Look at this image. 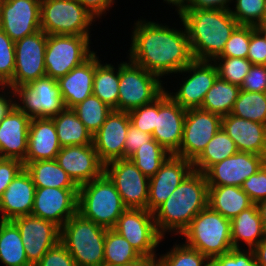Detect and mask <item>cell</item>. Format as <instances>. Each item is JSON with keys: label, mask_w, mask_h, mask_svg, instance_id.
Wrapping results in <instances>:
<instances>
[{"label": "cell", "mask_w": 266, "mask_h": 266, "mask_svg": "<svg viewBox=\"0 0 266 266\" xmlns=\"http://www.w3.org/2000/svg\"><path fill=\"white\" fill-rule=\"evenodd\" d=\"M180 20L184 29L138 17L126 58L160 78L184 69L194 57L186 27Z\"/></svg>", "instance_id": "1"}, {"label": "cell", "mask_w": 266, "mask_h": 266, "mask_svg": "<svg viewBox=\"0 0 266 266\" xmlns=\"http://www.w3.org/2000/svg\"><path fill=\"white\" fill-rule=\"evenodd\" d=\"M208 190L204 173L193 170L153 212L158 232L164 238L170 233L181 235L193 218L208 206Z\"/></svg>", "instance_id": "2"}, {"label": "cell", "mask_w": 266, "mask_h": 266, "mask_svg": "<svg viewBox=\"0 0 266 266\" xmlns=\"http://www.w3.org/2000/svg\"><path fill=\"white\" fill-rule=\"evenodd\" d=\"M195 60L214 61L239 26L230 10L187 9L180 17Z\"/></svg>", "instance_id": "3"}, {"label": "cell", "mask_w": 266, "mask_h": 266, "mask_svg": "<svg viewBox=\"0 0 266 266\" xmlns=\"http://www.w3.org/2000/svg\"><path fill=\"white\" fill-rule=\"evenodd\" d=\"M126 209L115 185L105 173L78 188V213L104 228H114Z\"/></svg>", "instance_id": "4"}, {"label": "cell", "mask_w": 266, "mask_h": 266, "mask_svg": "<svg viewBox=\"0 0 266 266\" xmlns=\"http://www.w3.org/2000/svg\"><path fill=\"white\" fill-rule=\"evenodd\" d=\"M106 231L77 213L61 227L60 242L76 266H103Z\"/></svg>", "instance_id": "5"}, {"label": "cell", "mask_w": 266, "mask_h": 266, "mask_svg": "<svg viewBox=\"0 0 266 266\" xmlns=\"http://www.w3.org/2000/svg\"><path fill=\"white\" fill-rule=\"evenodd\" d=\"M184 243L197 249L209 260L228 253L232 247L231 220L209 206L200 211L180 235Z\"/></svg>", "instance_id": "6"}, {"label": "cell", "mask_w": 266, "mask_h": 266, "mask_svg": "<svg viewBox=\"0 0 266 266\" xmlns=\"http://www.w3.org/2000/svg\"><path fill=\"white\" fill-rule=\"evenodd\" d=\"M162 80L129 59L120 62L117 111L130 112L154 102L165 92Z\"/></svg>", "instance_id": "7"}, {"label": "cell", "mask_w": 266, "mask_h": 266, "mask_svg": "<svg viewBox=\"0 0 266 266\" xmlns=\"http://www.w3.org/2000/svg\"><path fill=\"white\" fill-rule=\"evenodd\" d=\"M95 21L78 0H41L40 25L47 35L90 36Z\"/></svg>", "instance_id": "8"}, {"label": "cell", "mask_w": 266, "mask_h": 266, "mask_svg": "<svg viewBox=\"0 0 266 266\" xmlns=\"http://www.w3.org/2000/svg\"><path fill=\"white\" fill-rule=\"evenodd\" d=\"M90 38L91 36L47 35L44 58L46 76L58 80L89 59L95 53L90 48Z\"/></svg>", "instance_id": "9"}, {"label": "cell", "mask_w": 266, "mask_h": 266, "mask_svg": "<svg viewBox=\"0 0 266 266\" xmlns=\"http://www.w3.org/2000/svg\"><path fill=\"white\" fill-rule=\"evenodd\" d=\"M13 91L15 106L31 119L52 118L65 108L58 82L49 76L13 88Z\"/></svg>", "instance_id": "10"}, {"label": "cell", "mask_w": 266, "mask_h": 266, "mask_svg": "<svg viewBox=\"0 0 266 266\" xmlns=\"http://www.w3.org/2000/svg\"><path fill=\"white\" fill-rule=\"evenodd\" d=\"M113 229L141 256L158 255L157 247L165 239L157 230L153 213L147 209L127 208Z\"/></svg>", "instance_id": "11"}, {"label": "cell", "mask_w": 266, "mask_h": 266, "mask_svg": "<svg viewBox=\"0 0 266 266\" xmlns=\"http://www.w3.org/2000/svg\"><path fill=\"white\" fill-rule=\"evenodd\" d=\"M127 208L147 209L149 178L130 159H117L104 165Z\"/></svg>", "instance_id": "12"}, {"label": "cell", "mask_w": 266, "mask_h": 266, "mask_svg": "<svg viewBox=\"0 0 266 266\" xmlns=\"http://www.w3.org/2000/svg\"><path fill=\"white\" fill-rule=\"evenodd\" d=\"M46 44L47 34L42 30L15 42V71L8 87L13 89L28 85L46 76Z\"/></svg>", "instance_id": "13"}, {"label": "cell", "mask_w": 266, "mask_h": 266, "mask_svg": "<svg viewBox=\"0 0 266 266\" xmlns=\"http://www.w3.org/2000/svg\"><path fill=\"white\" fill-rule=\"evenodd\" d=\"M184 73L189 74L187 76ZM176 74H183L187 77H184V81L178 84L180 87H177V92H169L165 89L166 93L186 110L201 108L206 93L218 77L216 64L213 61L194 59Z\"/></svg>", "instance_id": "14"}, {"label": "cell", "mask_w": 266, "mask_h": 266, "mask_svg": "<svg viewBox=\"0 0 266 266\" xmlns=\"http://www.w3.org/2000/svg\"><path fill=\"white\" fill-rule=\"evenodd\" d=\"M222 127V117L200 108L188 109L183 125V138L175 156L194 161Z\"/></svg>", "instance_id": "15"}, {"label": "cell", "mask_w": 266, "mask_h": 266, "mask_svg": "<svg viewBox=\"0 0 266 266\" xmlns=\"http://www.w3.org/2000/svg\"><path fill=\"white\" fill-rule=\"evenodd\" d=\"M12 221L20 230L31 266H35L50 248L60 242L61 228L51 221L32 214L14 218Z\"/></svg>", "instance_id": "16"}, {"label": "cell", "mask_w": 266, "mask_h": 266, "mask_svg": "<svg viewBox=\"0 0 266 266\" xmlns=\"http://www.w3.org/2000/svg\"><path fill=\"white\" fill-rule=\"evenodd\" d=\"M78 213V188H36L31 214L60 228Z\"/></svg>", "instance_id": "17"}, {"label": "cell", "mask_w": 266, "mask_h": 266, "mask_svg": "<svg viewBox=\"0 0 266 266\" xmlns=\"http://www.w3.org/2000/svg\"><path fill=\"white\" fill-rule=\"evenodd\" d=\"M41 0H5L0 6V29L15 43L41 30Z\"/></svg>", "instance_id": "18"}, {"label": "cell", "mask_w": 266, "mask_h": 266, "mask_svg": "<svg viewBox=\"0 0 266 266\" xmlns=\"http://www.w3.org/2000/svg\"><path fill=\"white\" fill-rule=\"evenodd\" d=\"M266 163V157L238 151L210 166L205 172L208 186H237L255 174Z\"/></svg>", "instance_id": "19"}, {"label": "cell", "mask_w": 266, "mask_h": 266, "mask_svg": "<svg viewBox=\"0 0 266 266\" xmlns=\"http://www.w3.org/2000/svg\"><path fill=\"white\" fill-rule=\"evenodd\" d=\"M186 111L166 91L156 99V127L152 138L171 155L181 145Z\"/></svg>", "instance_id": "20"}, {"label": "cell", "mask_w": 266, "mask_h": 266, "mask_svg": "<svg viewBox=\"0 0 266 266\" xmlns=\"http://www.w3.org/2000/svg\"><path fill=\"white\" fill-rule=\"evenodd\" d=\"M192 171V161L170 155L149 178L147 210L153 213Z\"/></svg>", "instance_id": "21"}, {"label": "cell", "mask_w": 266, "mask_h": 266, "mask_svg": "<svg viewBox=\"0 0 266 266\" xmlns=\"http://www.w3.org/2000/svg\"><path fill=\"white\" fill-rule=\"evenodd\" d=\"M55 160L78 187L104 173V164L93 144L61 147Z\"/></svg>", "instance_id": "22"}, {"label": "cell", "mask_w": 266, "mask_h": 266, "mask_svg": "<svg viewBox=\"0 0 266 266\" xmlns=\"http://www.w3.org/2000/svg\"><path fill=\"white\" fill-rule=\"evenodd\" d=\"M130 123L128 112L112 110L93 135V145L104 165L113 160L124 159V144Z\"/></svg>", "instance_id": "23"}, {"label": "cell", "mask_w": 266, "mask_h": 266, "mask_svg": "<svg viewBox=\"0 0 266 266\" xmlns=\"http://www.w3.org/2000/svg\"><path fill=\"white\" fill-rule=\"evenodd\" d=\"M30 121L16 106L0 121V158L25 160Z\"/></svg>", "instance_id": "24"}, {"label": "cell", "mask_w": 266, "mask_h": 266, "mask_svg": "<svg viewBox=\"0 0 266 266\" xmlns=\"http://www.w3.org/2000/svg\"><path fill=\"white\" fill-rule=\"evenodd\" d=\"M36 187L25 167L8 185L0 200V220H13L31 214Z\"/></svg>", "instance_id": "25"}, {"label": "cell", "mask_w": 266, "mask_h": 266, "mask_svg": "<svg viewBox=\"0 0 266 266\" xmlns=\"http://www.w3.org/2000/svg\"><path fill=\"white\" fill-rule=\"evenodd\" d=\"M235 142L237 150L266 157V125L231 113L222 117V127Z\"/></svg>", "instance_id": "26"}, {"label": "cell", "mask_w": 266, "mask_h": 266, "mask_svg": "<svg viewBox=\"0 0 266 266\" xmlns=\"http://www.w3.org/2000/svg\"><path fill=\"white\" fill-rule=\"evenodd\" d=\"M61 145L52 118H32L28 132V146L24 167L29 162L55 160Z\"/></svg>", "instance_id": "27"}, {"label": "cell", "mask_w": 266, "mask_h": 266, "mask_svg": "<svg viewBox=\"0 0 266 266\" xmlns=\"http://www.w3.org/2000/svg\"><path fill=\"white\" fill-rule=\"evenodd\" d=\"M94 75L95 53L57 80L65 108H73L93 95Z\"/></svg>", "instance_id": "28"}, {"label": "cell", "mask_w": 266, "mask_h": 266, "mask_svg": "<svg viewBox=\"0 0 266 266\" xmlns=\"http://www.w3.org/2000/svg\"><path fill=\"white\" fill-rule=\"evenodd\" d=\"M265 237L266 233L256 204L243 210L231 220V241L233 248L242 249L246 245L248 249H253Z\"/></svg>", "instance_id": "29"}, {"label": "cell", "mask_w": 266, "mask_h": 266, "mask_svg": "<svg viewBox=\"0 0 266 266\" xmlns=\"http://www.w3.org/2000/svg\"><path fill=\"white\" fill-rule=\"evenodd\" d=\"M208 187V206L229 220L254 204L241 187L231 185Z\"/></svg>", "instance_id": "30"}, {"label": "cell", "mask_w": 266, "mask_h": 266, "mask_svg": "<svg viewBox=\"0 0 266 266\" xmlns=\"http://www.w3.org/2000/svg\"><path fill=\"white\" fill-rule=\"evenodd\" d=\"M52 119L61 147L93 144V135L72 108H64Z\"/></svg>", "instance_id": "31"}, {"label": "cell", "mask_w": 266, "mask_h": 266, "mask_svg": "<svg viewBox=\"0 0 266 266\" xmlns=\"http://www.w3.org/2000/svg\"><path fill=\"white\" fill-rule=\"evenodd\" d=\"M95 52V75L93 81V95L113 110H117L119 97V64L103 63Z\"/></svg>", "instance_id": "32"}, {"label": "cell", "mask_w": 266, "mask_h": 266, "mask_svg": "<svg viewBox=\"0 0 266 266\" xmlns=\"http://www.w3.org/2000/svg\"><path fill=\"white\" fill-rule=\"evenodd\" d=\"M20 230L12 220H0V262L5 266H31Z\"/></svg>", "instance_id": "33"}, {"label": "cell", "mask_w": 266, "mask_h": 266, "mask_svg": "<svg viewBox=\"0 0 266 266\" xmlns=\"http://www.w3.org/2000/svg\"><path fill=\"white\" fill-rule=\"evenodd\" d=\"M25 169L30 173L36 188H79L56 160L29 162Z\"/></svg>", "instance_id": "34"}, {"label": "cell", "mask_w": 266, "mask_h": 266, "mask_svg": "<svg viewBox=\"0 0 266 266\" xmlns=\"http://www.w3.org/2000/svg\"><path fill=\"white\" fill-rule=\"evenodd\" d=\"M241 88L221 79L219 76L206 93L201 108L221 117L231 113Z\"/></svg>", "instance_id": "35"}, {"label": "cell", "mask_w": 266, "mask_h": 266, "mask_svg": "<svg viewBox=\"0 0 266 266\" xmlns=\"http://www.w3.org/2000/svg\"><path fill=\"white\" fill-rule=\"evenodd\" d=\"M235 142L221 128L192 162L193 170L204 173L210 166L237 153Z\"/></svg>", "instance_id": "36"}, {"label": "cell", "mask_w": 266, "mask_h": 266, "mask_svg": "<svg viewBox=\"0 0 266 266\" xmlns=\"http://www.w3.org/2000/svg\"><path fill=\"white\" fill-rule=\"evenodd\" d=\"M141 255L117 231L107 229L104 244L103 266H124L136 261Z\"/></svg>", "instance_id": "37"}, {"label": "cell", "mask_w": 266, "mask_h": 266, "mask_svg": "<svg viewBox=\"0 0 266 266\" xmlns=\"http://www.w3.org/2000/svg\"><path fill=\"white\" fill-rule=\"evenodd\" d=\"M231 114L266 125V93L241 90Z\"/></svg>", "instance_id": "38"}, {"label": "cell", "mask_w": 266, "mask_h": 266, "mask_svg": "<svg viewBox=\"0 0 266 266\" xmlns=\"http://www.w3.org/2000/svg\"><path fill=\"white\" fill-rule=\"evenodd\" d=\"M170 155L155 139H152L146 145L139 147L129 159L147 178H151Z\"/></svg>", "instance_id": "39"}, {"label": "cell", "mask_w": 266, "mask_h": 266, "mask_svg": "<svg viewBox=\"0 0 266 266\" xmlns=\"http://www.w3.org/2000/svg\"><path fill=\"white\" fill-rule=\"evenodd\" d=\"M72 109L92 135L101 128L105 119L113 110L94 95L87 97Z\"/></svg>", "instance_id": "40"}, {"label": "cell", "mask_w": 266, "mask_h": 266, "mask_svg": "<svg viewBox=\"0 0 266 266\" xmlns=\"http://www.w3.org/2000/svg\"><path fill=\"white\" fill-rule=\"evenodd\" d=\"M165 254L158 255L159 266H210V260L184 242L178 243Z\"/></svg>", "instance_id": "41"}, {"label": "cell", "mask_w": 266, "mask_h": 266, "mask_svg": "<svg viewBox=\"0 0 266 266\" xmlns=\"http://www.w3.org/2000/svg\"><path fill=\"white\" fill-rule=\"evenodd\" d=\"M213 62L221 79L239 87L253 65L247 58L239 57H217Z\"/></svg>", "instance_id": "42"}, {"label": "cell", "mask_w": 266, "mask_h": 266, "mask_svg": "<svg viewBox=\"0 0 266 266\" xmlns=\"http://www.w3.org/2000/svg\"><path fill=\"white\" fill-rule=\"evenodd\" d=\"M231 15L239 25L256 27L265 21V0H233Z\"/></svg>", "instance_id": "43"}, {"label": "cell", "mask_w": 266, "mask_h": 266, "mask_svg": "<svg viewBox=\"0 0 266 266\" xmlns=\"http://www.w3.org/2000/svg\"><path fill=\"white\" fill-rule=\"evenodd\" d=\"M15 43L0 29V86H7L15 71Z\"/></svg>", "instance_id": "44"}, {"label": "cell", "mask_w": 266, "mask_h": 266, "mask_svg": "<svg viewBox=\"0 0 266 266\" xmlns=\"http://www.w3.org/2000/svg\"><path fill=\"white\" fill-rule=\"evenodd\" d=\"M250 44V26L239 25L227 40L219 57L247 58Z\"/></svg>", "instance_id": "45"}, {"label": "cell", "mask_w": 266, "mask_h": 266, "mask_svg": "<svg viewBox=\"0 0 266 266\" xmlns=\"http://www.w3.org/2000/svg\"><path fill=\"white\" fill-rule=\"evenodd\" d=\"M244 248L211 258L210 266H258L253 249Z\"/></svg>", "instance_id": "46"}, {"label": "cell", "mask_w": 266, "mask_h": 266, "mask_svg": "<svg viewBox=\"0 0 266 266\" xmlns=\"http://www.w3.org/2000/svg\"><path fill=\"white\" fill-rule=\"evenodd\" d=\"M131 124L152 135L156 127V100L128 112Z\"/></svg>", "instance_id": "47"}, {"label": "cell", "mask_w": 266, "mask_h": 266, "mask_svg": "<svg viewBox=\"0 0 266 266\" xmlns=\"http://www.w3.org/2000/svg\"><path fill=\"white\" fill-rule=\"evenodd\" d=\"M241 189L254 204L266 199V163L242 183Z\"/></svg>", "instance_id": "48"}, {"label": "cell", "mask_w": 266, "mask_h": 266, "mask_svg": "<svg viewBox=\"0 0 266 266\" xmlns=\"http://www.w3.org/2000/svg\"><path fill=\"white\" fill-rule=\"evenodd\" d=\"M35 266H76V263L66 247L59 242Z\"/></svg>", "instance_id": "49"}, {"label": "cell", "mask_w": 266, "mask_h": 266, "mask_svg": "<svg viewBox=\"0 0 266 266\" xmlns=\"http://www.w3.org/2000/svg\"><path fill=\"white\" fill-rule=\"evenodd\" d=\"M240 88L248 92L266 93V65L253 64Z\"/></svg>", "instance_id": "50"}, {"label": "cell", "mask_w": 266, "mask_h": 266, "mask_svg": "<svg viewBox=\"0 0 266 266\" xmlns=\"http://www.w3.org/2000/svg\"><path fill=\"white\" fill-rule=\"evenodd\" d=\"M247 59L252 64L266 65V39L254 26H250Z\"/></svg>", "instance_id": "51"}, {"label": "cell", "mask_w": 266, "mask_h": 266, "mask_svg": "<svg viewBox=\"0 0 266 266\" xmlns=\"http://www.w3.org/2000/svg\"><path fill=\"white\" fill-rule=\"evenodd\" d=\"M23 168V162L18 159L0 158V200L8 185Z\"/></svg>", "instance_id": "52"}, {"label": "cell", "mask_w": 266, "mask_h": 266, "mask_svg": "<svg viewBox=\"0 0 266 266\" xmlns=\"http://www.w3.org/2000/svg\"><path fill=\"white\" fill-rule=\"evenodd\" d=\"M152 135L137 129L130 123L124 144V159H129L139 147L151 141Z\"/></svg>", "instance_id": "53"}, {"label": "cell", "mask_w": 266, "mask_h": 266, "mask_svg": "<svg viewBox=\"0 0 266 266\" xmlns=\"http://www.w3.org/2000/svg\"><path fill=\"white\" fill-rule=\"evenodd\" d=\"M83 7L96 19H101L102 15L109 12L110 8L116 3L115 0H78ZM108 11V12H106ZM106 13V14H105Z\"/></svg>", "instance_id": "54"}, {"label": "cell", "mask_w": 266, "mask_h": 266, "mask_svg": "<svg viewBox=\"0 0 266 266\" xmlns=\"http://www.w3.org/2000/svg\"><path fill=\"white\" fill-rule=\"evenodd\" d=\"M232 3L233 0H190L187 9L230 10Z\"/></svg>", "instance_id": "55"}, {"label": "cell", "mask_w": 266, "mask_h": 266, "mask_svg": "<svg viewBox=\"0 0 266 266\" xmlns=\"http://www.w3.org/2000/svg\"><path fill=\"white\" fill-rule=\"evenodd\" d=\"M0 121L15 106V96L12 88L8 86H0ZM4 90V91H3Z\"/></svg>", "instance_id": "56"}, {"label": "cell", "mask_w": 266, "mask_h": 266, "mask_svg": "<svg viewBox=\"0 0 266 266\" xmlns=\"http://www.w3.org/2000/svg\"><path fill=\"white\" fill-rule=\"evenodd\" d=\"M258 266H266V237L253 248Z\"/></svg>", "instance_id": "57"}, {"label": "cell", "mask_w": 266, "mask_h": 266, "mask_svg": "<svg viewBox=\"0 0 266 266\" xmlns=\"http://www.w3.org/2000/svg\"><path fill=\"white\" fill-rule=\"evenodd\" d=\"M124 266H159L157 255L141 256L136 261L128 263Z\"/></svg>", "instance_id": "58"}, {"label": "cell", "mask_w": 266, "mask_h": 266, "mask_svg": "<svg viewBox=\"0 0 266 266\" xmlns=\"http://www.w3.org/2000/svg\"><path fill=\"white\" fill-rule=\"evenodd\" d=\"M163 2L175 6V11L180 17L187 10L190 0H163Z\"/></svg>", "instance_id": "59"}, {"label": "cell", "mask_w": 266, "mask_h": 266, "mask_svg": "<svg viewBox=\"0 0 266 266\" xmlns=\"http://www.w3.org/2000/svg\"><path fill=\"white\" fill-rule=\"evenodd\" d=\"M256 206L263 224L264 231L266 233V199L256 203Z\"/></svg>", "instance_id": "60"}, {"label": "cell", "mask_w": 266, "mask_h": 266, "mask_svg": "<svg viewBox=\"0 0 266 266\" xmlns=\"http://www.w3.org/2000/svg\"><path fill=\"white\" fill-rule=\"evenodd\" d=\"M266 39V20L255 27Z\"/></svg>", "instance_id": "61"}, {"label": "cell", "mask_w": 266, "mask_h": 266, "mask_svg": "<svg viewBox=\"0 0 266 266\" xmlns=\"http://www.w3.org/2000/svg\"><path fill=\"white\" fill-rule=\"evenodd\" d=\"M265 20H266V0H265Z\"/></svg>", "instance_id": "62"}, {"label": "cell", "mask_w": 266, "mask_h": 266, "mask_svg": "<svg viewBox=\"0 0 266 266\" xmlns=\"http://www.w3.org/2000/svg\"><path fill=\"white\" fill-rule=\"evenodd\" d=\"M4 1H5V0H0V6L3 4Z\"/></svg>", "instance_id": "63"}]
</instances>
